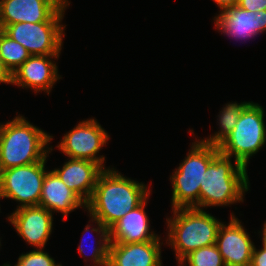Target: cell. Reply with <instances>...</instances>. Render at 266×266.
<instances>
[{"mask_svg": "<svg viewBox=\"0 0 266 266\" xmlns=\"http://www.w3.org/2000/svg\"><path fill=\"white\" fill-rule=\"evenodd\" d=\"M31 55L25 47L0 29V57L3 66L12 74Z\"/></svg>", "mask_w": 266, "mask_h": 266, "instance_id": "44dd1931", "label": "cell"}, {"mask_svg": "<svg viewBox=\"0 0 266 266\" xmlns=\"http://www.w3.org/2000/svg\"><path fill=\"white\" fill-rule=\"evenodd\" d=\"M0 266H11V265H10V262H6V263H4L3 265H0Z\"/></svg>", "mask_w": 266, "mask_h": 266, "instance_id": "f1b7e54d", "label": "cell"}, {"mask_svg": "<svg viewBox=\"0 0 266 266\" xmlns=\"http://www.w3.org/2000/svg\"><path fill=\"white\" fill-rule=\"evenodd\" d=\"M69 0H0V29L13 23L62 22Z\"/></svg>", "mask_w": 266, "mask_h": 266, "instance_id": "30bf717a", "label": "cell"}, {"mask_svg": "<svg viewBox=\"0 0 266 266\" xmlns=\"http://www.w3.org/2000/svg\"><path fill=\"white\" fill-rule=\"evenodd\" d=\"M88 216L90 220L83 230V238L81 240L82 242L78 244V252L84 258L86 264L88 261L91 262V264L86 266H107L110 245L109 229L105 227L99 219L94 218L90 214H88ZM89 231L96 233V239L94 238L95 240H92L93 244L91 242V245H88L90 249H88V247L87 249L90 251V255H86V251L84 250L86 246L83 243L85 242L84 235L89 233ZM86 239L88 241L89 238H85V240Z\"/></svg>", "mask_w": 266, "mask_h": 266, "instance_id": "d6986e66", "label": "cell"}, {"mask_svg": "<svg viewBox=\"0 0 266 266\" xmlns=\"http://www.w3.org/2000/svg\"><path fill=\"white\" fill-rule=\"evenodd\" d=\"M196 137L186 157L170 175L171 210L193 207L199 209V191L200 185H203L204 173L219 153L218 145L204 143Z\"/></svg>", "mask_w": 266, "mask_h": 266, "instance_id": "5b68a950", "label": "cell"}, {"mask_svg": "<svg viewBox=\"0 0 266 266\" xmlns=\"http://www.w3.org/2000/svg\"><path fill=\"white\" fill-rule=\"evenodd\" d=\"M6 220L14 227L19 237L33 249H45L54 230L53 214L40 205L15 209Z\"/></svg>", "mask_w": 266, "mask_h": 266, "instance_id": "7c38bea8", "label": "cell"}, {"mask_svg": "<svg viewBox=\"0 0 266 266\" xmlns=\"http://www.w3.org/2000/svg\"><path fill=\"white\" fill-rule=\"evenodd\" d=\"M230 214L229 222L219 226L215 244L226 266H250L255 244L242 221Z\"/></svg>", "mask_w": 266, "mask_h": 266, "instance_id": "4fadbf2b", "label": "cell"}, {"mask_svg": "<svg viewBox=\"0 0 266 266\" xmlns=\"http://www.w3.org/2000/svg\"><path fill=\"white\" fill-rule=\"evenodd\" d=\"M151 188L143 181L124 176L114 166L104 169L97 178L93 194L84 211L110 229L152 194Z\"/></svg>", "mask_w": 266, "mask_h": 266, "instance_id": "6da1fadb", "label": "cell"}, {"mask_svg": "<svg viewBox=\"0 0 266 266\" xmlns=\"http://www.w3.org/2000/svg\"><path fill=\"white\" fill-rule=\"evenodd\" d=\"M178 266H226L216 244L201 247L188 254Z\"/></svg>", "mask_w": 266, "mask_h": 266, "instance_id": "7402d4cb", "label": "cell"}, {"mask_svg": "<svg viewBox=\"0 0 266 266\" xmlns=\"http://www.w3.org/2000/svg\"><path fill=\"white\" fill-rule=\"evenodd\" d=\"M265 110L250 101L242 110L235 128L218 145L219 152L248 167L251 157L266 145Z\"/></svg>", "mask_w": 266, "mask_h": 266, "instance_id": "8992f818", "label": "cell"}, {"mask_svg": "<svg viewBox=\"0 0 266 266\" xmlns=\"http://www.w3.org/2000/svg\"><path fill=\"white\" fill-rule=\"evenodd\" d=\"M213 2L217 4V7L220 8L219 12H221L224 9L236 6L238 0H213Z\"/></svg>", "mask_w": 266, "mask_h": 266, "instance_id": "484cf974", "label": "cell"}, {"mask_svg": "<svg viewBox=\"0 0 266 266\" xmlns=\"http://www.w3.org/2000/svg\"><path fill=\"white\" fill-rule=\"evenodd\" d=\"M39 205L53 215L55 212L61 213L62 222L76 209H86V203L68 188L53 170L49 169L43 181Z\"/></svg>", "mask_w": 266, "mask_h": 266, "instance_id": "ac0fdd59", "label": "cell"}, {"mask_svg": "<svg viewBox=\"0 0 266 266\" xmlns=\"http://www.w3.org/2000/svg\"><path fill=\"white\" fill-rule=\"evenodd\" d=\"M250 101H241L238 102H227L218 112L217 125L218 131H215L213 134L208 137L199 138L202 142L207 144L219 145L224 138L235 128L236 123L240 117V114L243 108Z\"/></svg>", "mask_w": 266, "mask_h": 266, "instance_id": "ffe728a7", "label": "cell"}, {"mask_svg": "<svg viewBox=\"0 0 266 266\" xmlns=\"http://www.w3.org/2000/svg\"><path fill=\"white\" fill-rule=\"evenodd\" d=\"M12 266V264H10ZM14 266H63L56 263L55 259L44 249H33L19 255Z\"/></svg>", "mask_w": 266, "mask_h": 266, "instance_id": "603a6c76", "label": "cell"}, {"mask_svg": "<svg viewBox=\"0 0 266 266\" xmlns=\"http://www.w3.org/2000/svg\"><path fill=\"white\" fill-rule=\"evenodd\" d=\"M109 139V133L92 117L80 121L67 131L55 147L67 158L89 160L98 163L103 169H109L112 166L105 167L106 157L99 155Z\"/></svg>", "mask_w": 266, "mask_h": 266, "instance_id": "ba28073f", "label": "cell"}, {"mask_svg": "<svg viewBox=\"0 0 266 266\" xmlns=\"http://www.w3.org/2000/svg\"><path fill=\"white\" fill-rule=\"evenodd\" d=\"M150 195L136 208L126 213L110 229L112 243H140L160 237L151 229L150 218L145 211Z\"/></svg>", "mask_w": 266, "mask_h": 266, "instance_id": "2e32d148", "label": "cell"}, {"mask_svg": "<svg viewBox=\"0 0 266 266\" xmlns=\"http://www.w3.org/2000/svg\"><path fill=\"white\" fill-rule=\"evenodd\" d=\"M16 114L0 123V171L40 162L53 151L54 136Z\"/></svg>", "mask_w": 266, "mask_h": 266, "instance_id": "7a4b0ae2", "label": "cell"}, {"mask_svg": "<svg viewBox=\"0 0 266 266\" xmlns=\"http://www.w3.org/2000/svg\"><path fill=\"white\" fill-rule=\"evenodd\" d=\"M247 172V167L219 152L204 173L199 209L244 203L245 194L250 190Z\"/></svg>", "mask_w": 266, "mask_h": 266, "instance_id": "277c9868", "label": "cell"}, {"mask_svg": "<svg viewBox=\"0 0 266 266\" xmlns=\"http://www.w3.org/2000/svg\"><path fill=\"white\" fill-rule=\"evenodd\" d=\"M258 234L259 237H261L260 239L262 241L261 245L266 247V221H264L262 229L260 231L258 230Z\"/></svg>", "mask_w": 266, "mask_h": 266, "instance_id": "83f0119b", "label": "cell"}, {"mask_svg": "<svg viewBox=\"0 0 266 266\" xmlns=\"http://www.w3.org/2000/svg\"><path fill=\"white\" fill-rule=\"evenodd\" d=\"M11 82V74L7 71V69L3 66L0 57V83L10 84Z\"/></svg>", "mask_w": 266, "mask_h": 266, "instance_id": "4316f807", "label": "cell"}, {"mask_svg": "<svg viewBox=\"0 0 266 266\" xmlns=\"http://www.w3.org/2000/svg\"><path fill=\"white\" fill-rule=\"evenodd\" d=\"M66 26L62 22H20L7 25L3 31L30 55H60Z\"/></svg>", "mask_w": 266, "mask_h": 266, "instance_id": "9c48e42d", "label": "cell"}, {"mask_svg": "<svg viewBox=\"0 0 266 266\" xmlns=\"http://www.w3.org/2000/svg\"><path fill=\"white\" fill-rule=\"evenodd\" d=\"M166 217L165 244L175 252L177 265L191 252L216 243L223 221L198 208H177Z\"/></svg>", "mask_w": 266, "mask_h": 266, "instance_id": "3957f363", "label": "cell"}, {"mask_svg": "<svg viewBox=\"0 0 266 266\" xmlns=\"http://www.w3.org/2000/svg\"><path fill=\"white\" fill-rule=\"evenodd\" d=\"M161 237L140 243H112L109 245L107 266H164Z\"/></svg>", "mask_w": 266, "mask_h": 266, "instance_id": "9a60e30c", "label": "cell"}, {"mask_svg": "<svg viewBox=\"0 0 266 266\" xmlns=\"http://www.w3.org/2000/svg\"><path fill=\"white\" fill-rule=\"evenodd\" d=\"M212 19L218 33L234 41L247 42L266 34V10L253 12L236 5L216 13Z\"/></svg>", "mask_w": 266, "mask_h": 266, "instance_id": "5bb4252c", "label": "cell"}, {"mask_svg": "<svg viewBox=\"0 0 266 266\" xmlns=\"http://www.w3.org/2000/svg\"><path fill=\"white\" fill-rule=\"evenodd\" d=\"M59 167L53 171L68 188L87 203L93 194L97 178L104 169L98 163L89 160L70 158Z\"/></svg>", "mask_w": 266, "mask_h": 266, "instance_id": "e0dca14e", "label": "cell"}, {"mask_svg": "<svg viewBox=\"0 0 266 266\" xmlns=\"http://www.w3.org/2000/svg\"><path fill=\"white\" fill-rule=\"evenodd\" d=\"M237 6L253 12L266 10V0H238Z\"/></svg>", "mask_w": 266, "mask_h": 266, "instance_id": "cb8c5ba5", "label": "cell"}, {"mask_svg": "<svg viewBox=\"0 0 266 266\" xmlns=\"http://www.w3.org/2000/svg\"><path fill=\"white\" fill-rule=\"evenodd\" d=\"M59 58L60 55H31L13 71L10 84L25 90L31 89L36 95L43 91L49 96L56 82L63 78L54 61Z\"/></svg>", "mask_w": 266, "mask_h": 266, "instance_id": "8fae6325", "label": "cell"}, {"mask_svg": "<svg viewBox=\"0 0 266 266\" xmlns=\"http://www.w3.org/2000/svg\"><path fill=\"white\" fill-rule=\"evenodd\" d=\"M250 266H266V247L258 249L254 246Z\"/></svg>", "mask_w": 266, "mask_h": 266, "instance_id": "d4e9b609", "label": "cell"}, {"mask_svg": "<svg viewBox=\"0 0 266 266\" xmlns=\"http://www.w3.org/2000/svg\"><path fill=\"white\" fill-rule=\"evenodd\" d=\"M48 157L40 162L0 171V198L18 202L15 209L39 205L43 181L48 171Z\"/></svg>", "mask_w": 266, "mask_h": 266, "instance_id": "52a82bcc", "label": "cell"}]
</instances>
